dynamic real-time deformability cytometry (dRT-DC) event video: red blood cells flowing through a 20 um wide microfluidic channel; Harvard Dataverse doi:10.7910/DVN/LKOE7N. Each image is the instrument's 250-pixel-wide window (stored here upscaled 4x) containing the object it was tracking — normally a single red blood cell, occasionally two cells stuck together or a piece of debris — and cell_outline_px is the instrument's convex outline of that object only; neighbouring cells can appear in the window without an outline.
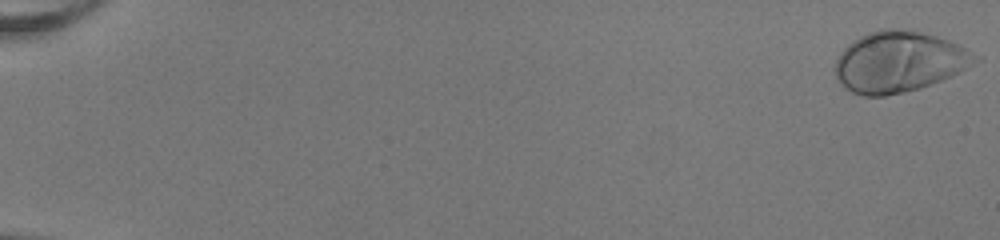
{"species": "human", "species_latin": "Homo sapiens", "temperature_condition": "room temperature", "stored_images_in_passage": 53, "camera_frame_rate_fps": 3000, "um_per_image_px": 0.085, "donor": {"sex": "female"}, "frame": {"image": 1, "passage_image": 1, "time_ms": 0.0, "image_size_px": [1000, 240], "cell_outline_px": [[980, 60], [960, 72], [920, 88], [904, 92], [884, 96], [864, 96], [852, 92], [836, 76], [832, 68], [840, 52], [852, 40], [868, 32], [880, 28], [904, 28], [936, 36], [948, 40], [980, 56]], "centroid_in_image_um": [76.39, 5.23], "position_along_channel_um": 8.6, "area_um2": 49.59}}
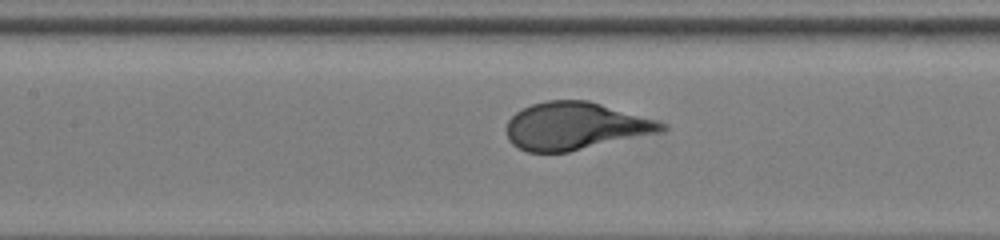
{"frame": {"image": 2, "passage_image": 27, "time_ms": 8.667, "image_size_px": [1000, 240], "cell_outline_px": [[668, 128], [660, 132], [568, 152], [528, 152], [512, 144], [508, 140], [508, 120], [516, 112], [532, 104], [548, 100], [588, 100], [656, 120], [664, 124]], "centroid_in_image_um": [48.88, 10.71], "position_along_channel_um": 158.5, "area_um2": 42.43}}
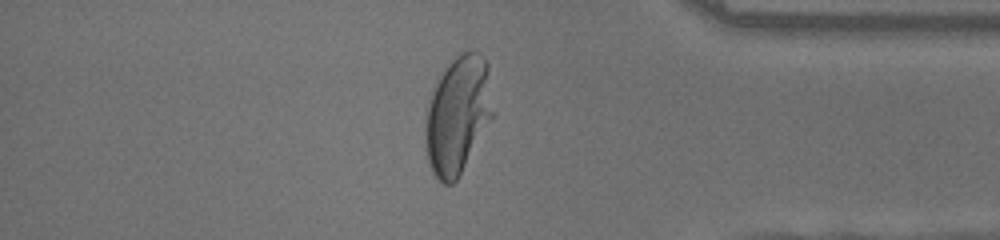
{"frame": {"image": 3, "passage_image": 46, "time_ms": 15.0, "image_size_px": [1000, 240], "cell_outline_px": [[492, 116], [456, 180], [452, 184], [444, 184], [432, 172], [428, 164], [424, 148], [424, 128], [428, 104], [436, 80], [448, 64], [456, 56], [464, 52], [480, 52], [484, 56], [488, 64], [492, 112]], "centroid_in_image_um": [38.86, 9.76], "position_along_channel_um": 396.3, "area_um2": 45.84}, "authors_computed_cell_mechanics": {"area_um2": 43.928, "velocity_mm_per_s": 4.0093, "shape_relaxation_time_tau1_ms": 3.0847, "shape_relaxation_time_tau2_ms": null, "deformation_change_tau1": 0.192, "deformation_change_tau2": null}}